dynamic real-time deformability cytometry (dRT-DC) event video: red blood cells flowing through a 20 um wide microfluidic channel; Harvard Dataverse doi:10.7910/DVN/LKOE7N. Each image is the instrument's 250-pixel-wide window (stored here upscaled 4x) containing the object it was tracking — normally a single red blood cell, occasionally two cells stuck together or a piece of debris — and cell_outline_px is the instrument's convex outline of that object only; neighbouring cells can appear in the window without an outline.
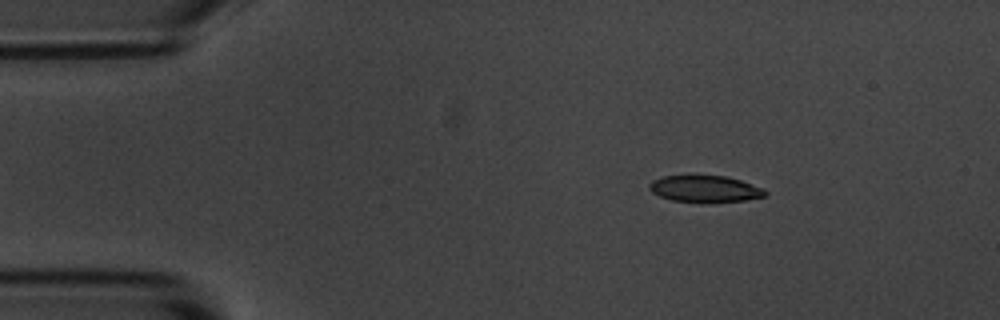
{"species": "common noctule bat (a hibernating species)", "species_latin": "Nyctalus noctula", "temperature_condition": "room temperature", "stored_images_in_passage": 4, "camera_frame_rate_fps": 3000, "um_per_image_px": 0.085, "animal": {"sex": "male", "body_mass_g": 20.1, "forearm_length_mm": 53.5}, "frame": {"image": 1, "passage_image": 2, "time_ms": 2.0, "image_size_px": [1000, 320], "cell_outline_px": [[768, 192], [764, 196], [744, 200], [672, 200], [660, 196], [652, 192], [648, 188], [648, 184], [652, 180], [664, 176], [688, 172], [724, 176], [740, 180], [764, 188]], "centroid_in_image_um": [59.85, 15.96], "position_along_channel_um": 25.1, "area_um2": 18.03}}